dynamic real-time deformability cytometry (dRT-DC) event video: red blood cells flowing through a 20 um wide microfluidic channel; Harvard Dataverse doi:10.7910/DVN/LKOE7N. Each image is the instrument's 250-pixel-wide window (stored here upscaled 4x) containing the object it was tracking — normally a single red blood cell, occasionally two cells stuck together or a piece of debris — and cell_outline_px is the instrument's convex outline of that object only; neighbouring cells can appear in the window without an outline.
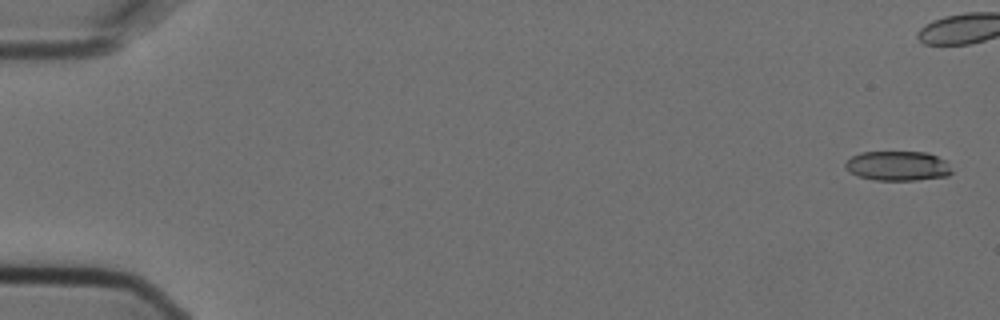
{"species": "Egyptian fruit bat (a non-hibernating species)", "species_latin": "Rousettus aegyptiacus", "temperature_condition": "cold", "stored_images_in_passage": 6, "camera_frame_rate_fps": 3000, "um_per_image_px": 0.085, "animal": {"sex": "female"}, "frame": {"image": 1, "passage_image": 1, "time_ms": 0.0, "image_size_px": [1000, 320], "cell_outline_px": [[952, 172], [948, 176], [916, 180], [876, 180], [856, 176], [848, 172], [844, 164], [852, 156], [860, 152], [928, 152], [944, 160]], "centroid_in_image_um": [76.26, 14.1], "position_along_channel_um": 8.7, "area_um2": 18.38}}